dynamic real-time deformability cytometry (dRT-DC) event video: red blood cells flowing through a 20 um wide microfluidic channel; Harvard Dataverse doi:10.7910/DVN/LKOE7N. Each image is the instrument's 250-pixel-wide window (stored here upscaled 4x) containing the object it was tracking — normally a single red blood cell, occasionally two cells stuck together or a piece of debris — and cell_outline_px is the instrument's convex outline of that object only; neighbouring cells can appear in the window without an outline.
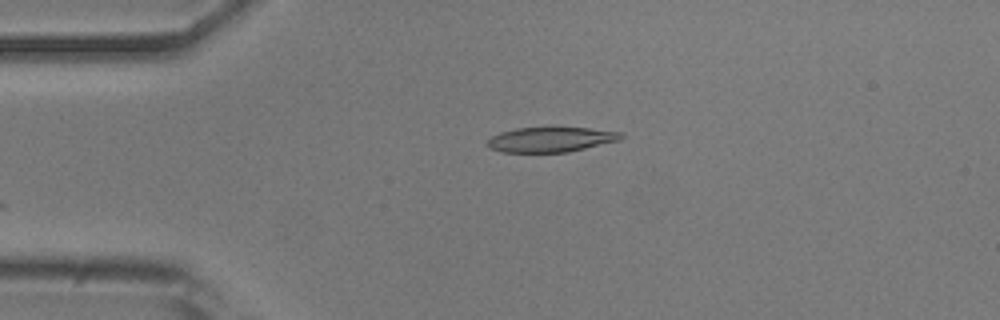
{"species": "common noctule bat (a hibernating species)", "species_latin": "Nyctalus noctula", "temperature_condition": "room temperature", "stored_images_in_passage": 26, "camera_frame_rate_fps": 3000, "um_per_image_px": 0.085, "animal": {"sex": "male", "body_mass_g": 20.5, "forearm_length_mm": 52.5}, "frame": {"image": 1, "passage_image": 2, "time_ms": 0.333, "image_size_px": [1000, 320], "cell_outline_px": [[624, 136], [620, 140], [568, 152], [500, 152], [488, 148], [484, 144], [492, 136], [500, 132], [516, 128], [588, 128], [624, 132]], "centroid_in_image_um": [46.8, 11.86], "position_along_channel_um": 38.2, "area_um2": 19.48}}
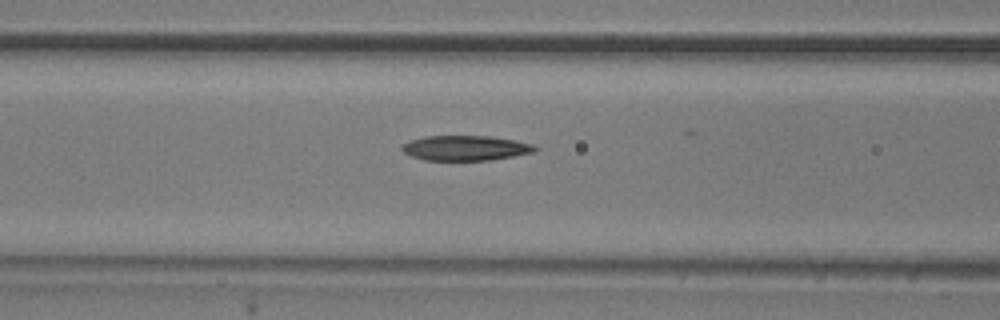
{"frame": {"image": 2, "passage_image": 11, "time_ms": 3.333, "image_size_px": [1000, 320], "cell_outline_px": [[540, 148], [532, 152], [492, 160], [424, 160], [412, 156], [404, 152], [400, 148], [404, 144], [412, 140], [424, 136], [488, 136], [516, 140], [532, 144]], "centroid_in_image_um": [39.58, 12.58], "position_along_channel_um": 127.0, "area_um2": 19.25}}
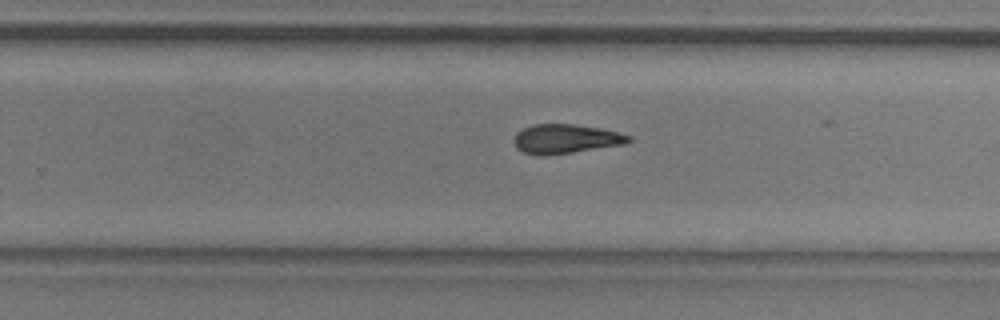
{"frame": {"image": 3, "passage_image": 23, "time_ms": 7.333, "image_size_px": [1000, 320], "cell_outline_px": [[632, 140], [628, 144], [544, 156], [524, 152], [516, 148], [516, 136], [524, 128], [532, 124], [576, 124], [600, 128], [632, 136]], "centroid_in_image_um": [48.16, 11.8], "position_along_channel_um": 281.6, "area_um2": 19.36}, "authors_computed_cell_mechanics": {"area_um2": 19.7676, "velocity_mm_per_s": 3.8649, "shape_relaxation_time_tau1_ms": 5.359, "shape_relaxation_time_tau2_ms": null, "deformation_change_tau1": 0.1641, "deformation_change_tau2": null}}